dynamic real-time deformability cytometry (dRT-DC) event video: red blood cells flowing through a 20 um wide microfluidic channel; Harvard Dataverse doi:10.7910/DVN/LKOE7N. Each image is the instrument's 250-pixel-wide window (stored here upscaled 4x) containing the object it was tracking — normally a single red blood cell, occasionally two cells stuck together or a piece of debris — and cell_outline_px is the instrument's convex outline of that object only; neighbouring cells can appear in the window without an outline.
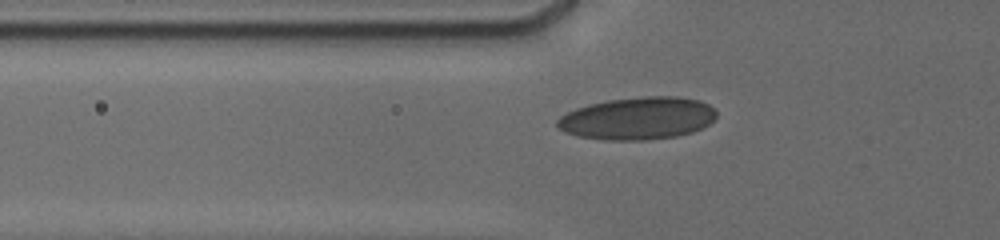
{"species": "human", "species_latin": "Homo sapiens", "temperature_condition": "cold", "stored_images_in_passage": 38, "camera_frame_rate_fps": 3000, "um_per_image_px": 0.085, "donor": {"sex": "male"}, "frame": {"image": 1, "passage_image": 2, "time_ms": 0.333, "image_size_px": [1000, 240], "cell_outline_px": [[716, 116], [708, 124], [692, 132], [676, 136], [644, 140], [604, 140], [576, 136], [564, 132], [556, 124], [556, 120], [560, 116], [576, 108], [588, 104], [608, 100], [644, 96], [676, 96], [700, 100], [708, 104], [716, 112]], "centroid_in_image_um": [54.17, 10.06], "position_along_channel_um": 71.6, "area_um2": 39.42}}
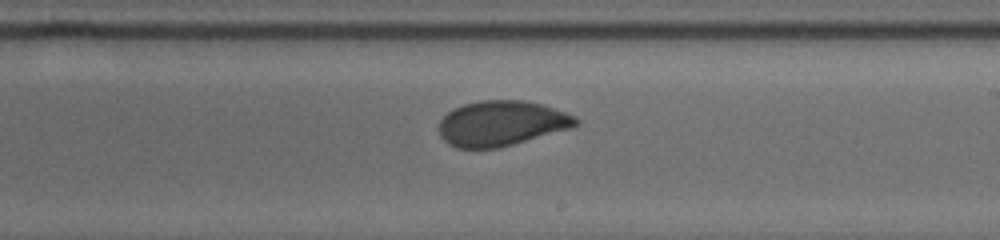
{"frame": {"image": 2, "passage_image": 16, "time_ms": 5.0, "image_size_px": [1000, 240], "cell_outline_px": [[580, 120], [572, 128], [512, 144], [496, 148], [456, 148], [448, 144], [440, 136], [440, 120], [448, 112], [464, 104], [480, 100], [524, 100], [544, 104], [576, 116]], "centroid_in_image_um": [42.64, 10.47], "position_along_channel_um": 246.4, "area_um2": 35.95}}
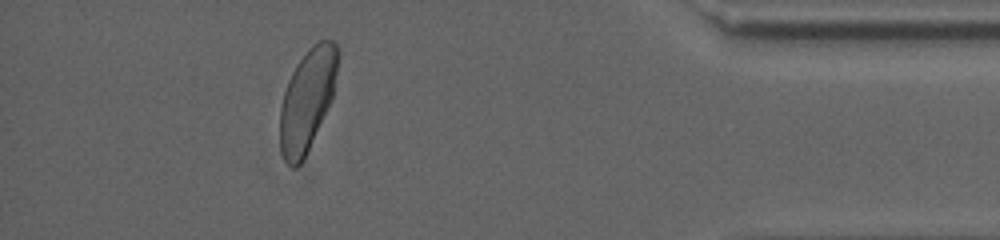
{"frame": {"image": 3, "passage_image": 33, "time_ms": 10.333, "image_size_px": [1000, 240], "cell_outline_px": [[340, 52], [332, 100], [300, 164], [296, 168], [292, 168], [284, 160], [280, 152], [280, 108], [284, 92], [288, 80], [296, 64], [308, 48], [312, 44], [320, 40], [332, 40], [340, 48]], "centroid_in_image_um": [26.12, 8.44], "position_along_channel_um": 409.1, "area_um2": 34.39}, "authors_computed_cell_mechanics": {"area_um2": 36.0094, "velocity_mm_per_s": 3.7838, "shape_relaxation_time_tau1_ms": 6.2803, "shape_relaxation_time_tau2_ms": 0.486, "deformation_change_tau1": 0.1375, "deformation_change_tau2": 0.0515}}